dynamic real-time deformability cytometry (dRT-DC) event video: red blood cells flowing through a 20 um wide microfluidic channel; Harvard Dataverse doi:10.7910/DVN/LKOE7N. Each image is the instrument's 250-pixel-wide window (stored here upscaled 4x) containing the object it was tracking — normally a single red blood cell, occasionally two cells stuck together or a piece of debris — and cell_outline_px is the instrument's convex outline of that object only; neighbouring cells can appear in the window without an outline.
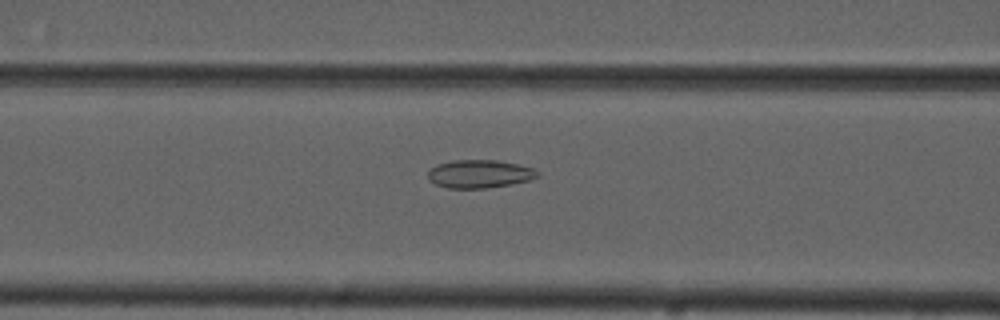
{"species": "common noctule bat (a hibernating species)", "species_latin": "Nyctalus noctula", "temperature_condition": "cold", "stored_images_in_passage": 49, "camera_frame_rate_fps": 3000, "um_per_image_px": 0.085, "animal": {"sex": "male", "forearm_length_mm": 52.5}, "frame": {"image": 1, "passage_image": 23, "time_ms": 7.333, "image_size_px": [1000, 320], "cell_outline_px": [[540, 176], [528, 180], [512, 184], [484, 188], [448, 188], [436, 184], [428, 180], [428, 172], [436, 164], [452, 160], [496, 160], [516, 164], [532, 168], [540, 172]], "centroid_in_image_um": [40.75, 14.78], "position_along_channel_um": 125.9, "area_um2": 17.92}}
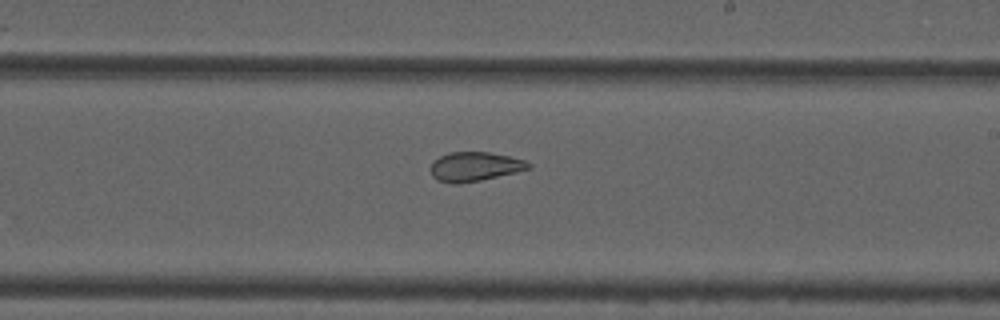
{"frame": {"image": 2, "passage_image": 33, "time_ms": 10.667, "image_size_px": [1000, 320], "cell_outline_px": [[532, 168], [516, 172], [480, 180], [460, 184], [452, 184], [436, 180], [432, 176], [432, 160], [448, 152], [488, 152], [508, 156], [524, 160], [532, 164]], "centroid_in_image_um": [40.34, 14.16], "position_along_channel_um": 248.7, "area_um2": 16.7}}
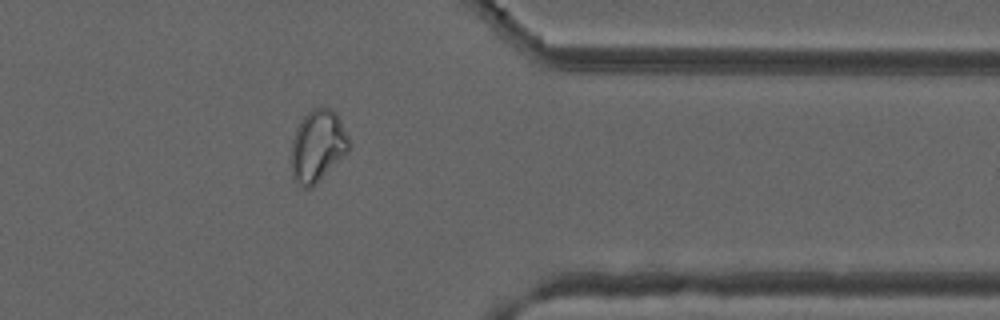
{"frame": {"image": 3, "passage_image": 45, "time_ms": 14.667, "image_size_px": [1000, 320], "cell_outline_px": [[348, 152], [308, 188], [300, 188], [292, 180], [292, 136], [300, 120], [312, 108], [332, 108], [336, 112], [348, 136]], "centroid_in_image_um": [26.96, 12.38], "position_along_channel_um": 384.4, "area_um2": 23.81}, "authors_computed_cell_mechanics": {"area_um2": 22.0218, "velocity_mm_per_s": 3.6874, "shape_relaxation_time_tau1_ms": null, "shape_relaxation_time_tau2_ms": 1.1762, "deformation_change_tau1": null, "deformation_change_tau2": 0.0756}}